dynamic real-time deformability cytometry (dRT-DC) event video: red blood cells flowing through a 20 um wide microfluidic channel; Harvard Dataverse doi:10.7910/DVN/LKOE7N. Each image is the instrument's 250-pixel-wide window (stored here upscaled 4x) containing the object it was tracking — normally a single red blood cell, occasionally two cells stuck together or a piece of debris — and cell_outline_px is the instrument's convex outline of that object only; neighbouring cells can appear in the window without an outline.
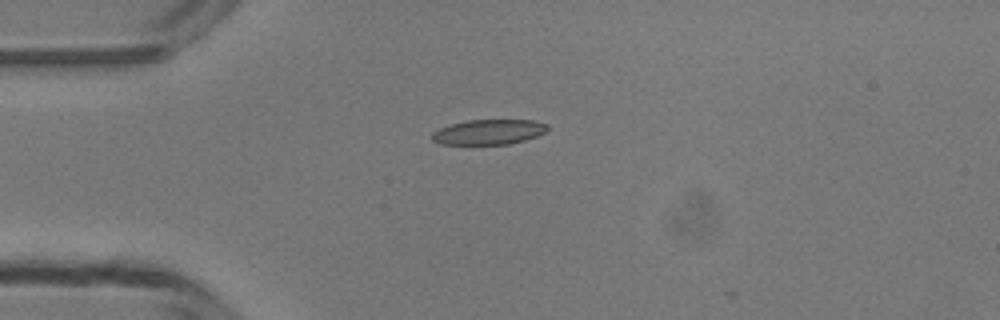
{"species": "common noctule bat (a hibernating species)", "species_latin": "Nyctalus noctula", "temperature_condition": "room temperature", "stored_images_in_passage": 4, "camera_frame_rate_fps": 3000, "um_per_image_px": 0.085, "animal": {"sex": "male", "body_mass_g": 13.3}, "frame": {"image": 1, "passage_image": 1, "time_ms": 0.0, "image_size_px": [1000, 320], "cell_outline_px": [[548, 128], [544, 132], [536, 136], [524, 140], [508, 144], [440, 144], [432, 140], [432, 132], [440, 128], [452, 124], [468, 120], [532, 120], [548, 124]], "centroid_in_image_um": [41.53, 11.22], "position_along_channel_um": 43.5, "area_um2": 16.7}}